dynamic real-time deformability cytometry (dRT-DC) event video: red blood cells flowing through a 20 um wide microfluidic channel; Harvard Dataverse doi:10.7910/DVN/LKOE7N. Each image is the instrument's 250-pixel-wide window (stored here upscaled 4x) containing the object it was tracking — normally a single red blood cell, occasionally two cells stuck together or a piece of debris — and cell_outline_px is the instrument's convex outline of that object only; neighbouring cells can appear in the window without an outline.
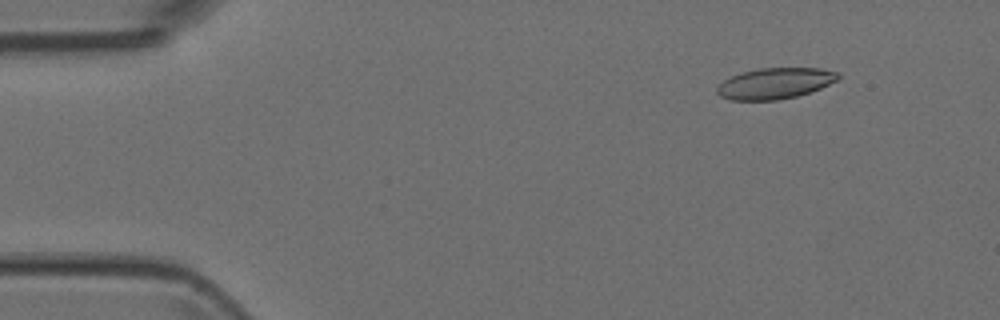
{"species": "Egyptian fruit bat (a non-hibernating species)", "species_latin": "Rousettus aegyptiacus", "temperature_condition": "room temperature", "stored_images_in_passage": 51, "camera_frame_rate_fps": 3000, "um_per_image_px": 0.085, "animal": {"sex": "female"}, "frame": {"image": 1, "passage_image": 6, "time_ms": 1.667, "image_size_px": [1000, 320], "cell_outline_px": [[840, 80], [820, 88], [796, 96], [776, 100], [732, 100], [720, 96], [716, 92], [716, 88], [724, 80], [732, 76], [744, 72], [760, 68], [820, 68], [840, 72]], "centroid_in_image_um": [65.91, 7.08], "position_along_channel_um": 19.1, "area_um2": 21.79}}
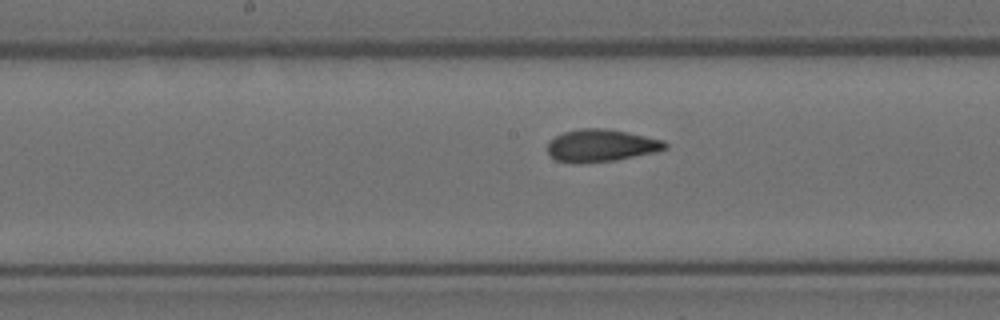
{"frame": {"image": 2, "passage_image": 26, "time_ms": 8.333, "image_size_px": [1000, 320], "cell_outline_px": [[668, 148], [656, 152], [616, 160], [576, 164], [556, 160], [548, 156], [548, 140], [564, 132], [580, 128], [604, 128], [628, 132], [664, 140], [668, 144]], "centroid_in_image_um": [51.09, 12.37], "position_along_channel_um": 197.1, "area_um2": 22.48}}
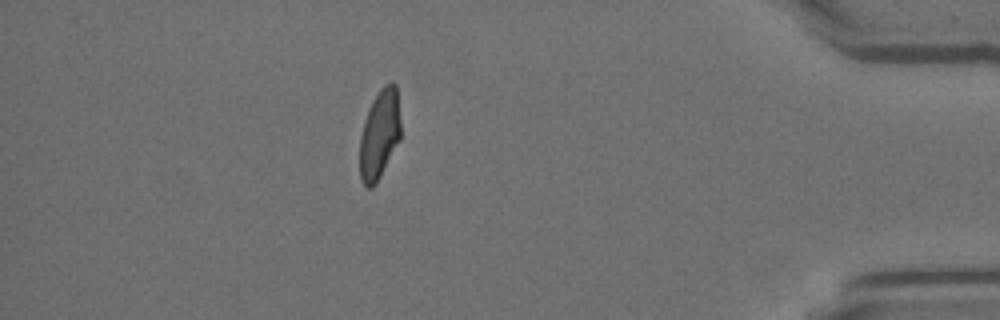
{"frame": {"image": 3, "passage_image": 45, "time_ms": 14.667, "image_size_px": [1000, 320], "cell_outline_px": [[400, 140], [376, 184], [372, 188], [368, 188], [360, 180], [360, 136], [364, 120], [372, 100], [380, 88], [384, 84], [392, 80], [396, 84], [400, 120]], "centroid_in_image_um": [32.26, 11.4], "position_along_channel_um": 402.9, "area_um2": 21.5}}